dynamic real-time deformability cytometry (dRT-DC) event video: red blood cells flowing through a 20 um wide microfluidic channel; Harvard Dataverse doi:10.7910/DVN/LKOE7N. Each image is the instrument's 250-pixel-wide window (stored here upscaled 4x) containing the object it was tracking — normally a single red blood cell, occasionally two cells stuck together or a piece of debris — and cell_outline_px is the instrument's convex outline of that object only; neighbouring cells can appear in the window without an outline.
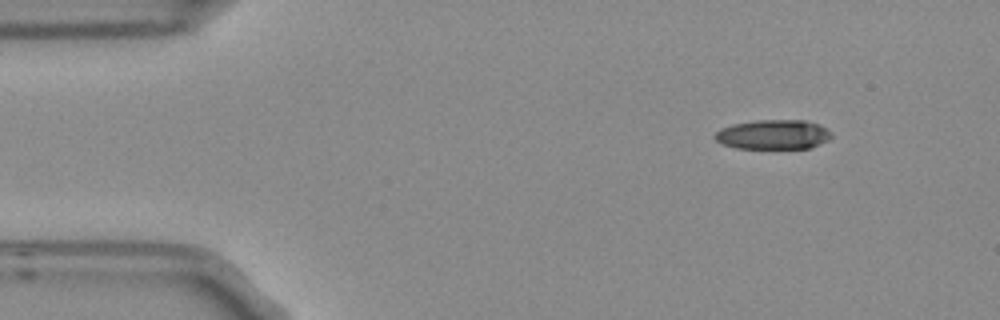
{"species": "Egyptian fruit bat (a non-hibernating species)", "species_latin": "Rousettus aegyptiacus", "temperature_condition": "room temperature", "stored_images_in_passage": 4, "segment_of_instrument_passage": [1, 2], "camera_frame_rate_fps": 3000, "um_per_image_px": 0.085, "frame": {"image": 1, "passage_image": 1, "time_ms": 0.0, "image_size_px": [1000, 320], "cell_outline_px": [[832, 136], [828, 140], [812, 148], [736, 148], [720, 144], [712, 136], [720, 128], [732, 124], [756, 120], [804, 120], [816, 124], [824, 128]], "centroid_in_image_um": [65.66, 11.44], "position_along_channel_um": 19.3, "area_um2": 20.06}}